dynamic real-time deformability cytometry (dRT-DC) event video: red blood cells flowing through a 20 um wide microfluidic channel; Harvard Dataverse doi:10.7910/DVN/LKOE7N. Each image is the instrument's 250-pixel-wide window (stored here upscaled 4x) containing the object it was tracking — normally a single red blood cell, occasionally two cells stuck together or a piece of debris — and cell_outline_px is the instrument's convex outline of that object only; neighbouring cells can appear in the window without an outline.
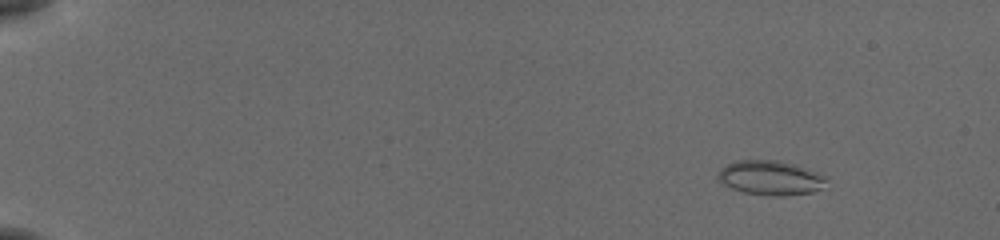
{"species": "common noctule bat (a hibernating species)", "species_latin": "Nyctalus noctula", "temperature_condition": "cold", "stored_images_in_passage": 56, "camera_frame_rate_fps": 3000, "um_per_image_px": 0.085, "animal": {"sex": "female", "body_mass_g": 19.5, "forearm_length_mm": 54.1}, "frame": {"image": 1, "passage_image": 7, "time_ms": 2.0, "image_size_px": [1000, 240], "cell_outline_px": [[828, 180], [820, 188], [812, 192], [784, 196], [772, 196], [744, 192], [732, 188], [724, 184], [716, 176], [720, 168], [736, 160], [776, 160], [792, 164], [828, 176]], "centroid_in_image_um": [65.48, 15.11], "position_along_channel_um": 19.5, "area_um2": 21.62}}
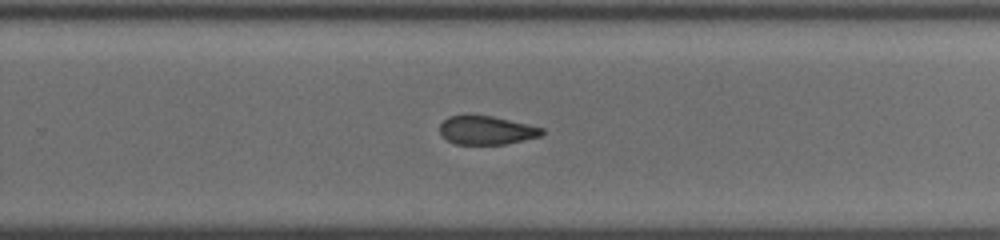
{"frame": {"image": 2, "passage_image": 39, "time_ms": 12.667, "image_size_px": [1000, 240], "cell_outline_px": [[544, 132], [540, 136], [504, 144], [456, 144], [448, 140], [440, 132], [440, 124], [448, 116], [464, 112], [492, 116], [528, 124], [544, 128]], "centroid_in_image_um": [41.31, 11.02], "position_along_channel_um": 288.5, "area_um2": 17.34}}
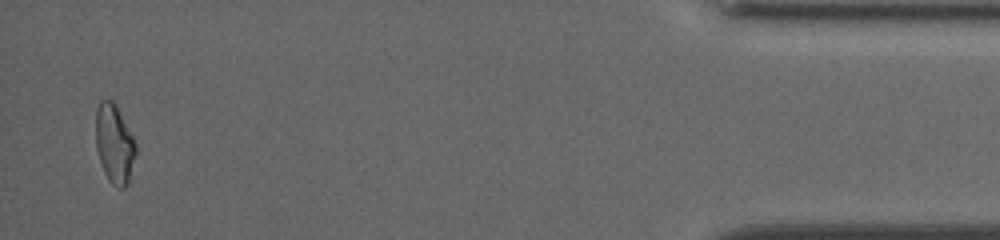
{"frame": {"image": 3, "passage_image": 55, "time_ms": 18.0, "image_size_px": [1000, 240], "cell_outline_px": [[136, 152], [128, 184], [124, 188], [116, 188], [108, 180], [104, 172], [96, 148], [96, 108], [100, 100], [112, 100], [116, 104], [136, 144]], "centroid_in_image_um": [9.72, 12.24], "position_along_channel_um": 425.5, "area_um2": 18.38}, "authors_computed_cell_mechanics": {"area_um2": 18.6694, "velocity_mm_per_s": 3.8259, "shape_relaxation_time_tau1_ms": 8.5386, "shape_relaxation_time_tau2_ms": 4.3945, "deformation_change_tau1": 0.1885, "deformation_change_tau2": 0.1189}}